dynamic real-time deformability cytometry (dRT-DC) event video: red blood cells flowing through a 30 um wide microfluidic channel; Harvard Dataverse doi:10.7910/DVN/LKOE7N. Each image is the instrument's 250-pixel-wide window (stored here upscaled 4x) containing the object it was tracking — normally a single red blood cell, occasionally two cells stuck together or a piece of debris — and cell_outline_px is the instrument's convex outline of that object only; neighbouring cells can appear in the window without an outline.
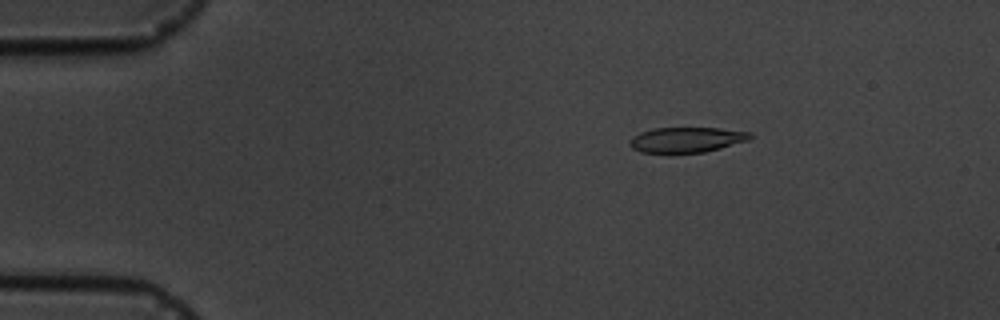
{"species": "common noctule bat (a hibernating species)", "species_latin": "Nyctalus noctula", "temperature_condition": "cold", "stored_images_in_passage": 4, "camera_frame_rate_fps": 3000, "um_per_image_px": 0.085, "animal": {"sex": "male", "body_mass_g": 19.5, "forearm_length_mm": 54.6}, "frame": {"image": 1, "passage_image": 2, "time_ms": 1.0, "image_size_px": [1000, 320], "cell_outline_px": [[752, 136], [748, 140], [720, 148], [704, 152], [640, 152], [632, 148], [628, 144], [628, 140], [632, 136], [640, 132], [656, 128], [720, 128], [752, 132]], "centroid_in_image_um": [58.34, 11.87], "position_along_channel_um": 26.7, "area_um2": 17.63}}